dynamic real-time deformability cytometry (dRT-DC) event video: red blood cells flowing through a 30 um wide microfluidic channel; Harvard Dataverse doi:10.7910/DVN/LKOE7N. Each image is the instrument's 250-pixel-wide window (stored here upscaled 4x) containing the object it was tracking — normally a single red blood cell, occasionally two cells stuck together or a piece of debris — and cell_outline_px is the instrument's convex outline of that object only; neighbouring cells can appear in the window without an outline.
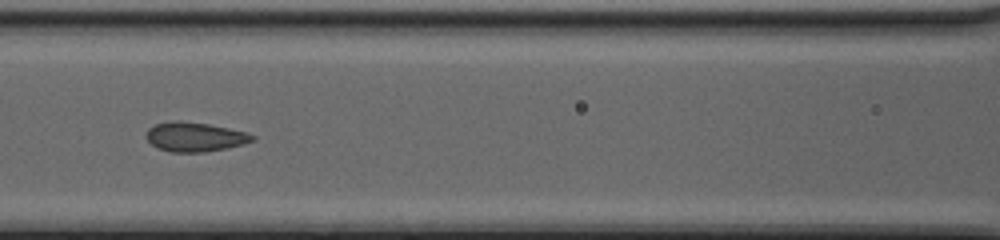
{"species": "common noctule bat (a hibernating species)", "species_latin": "Nyctalus noctula", "temperature_condition": "cold", "stored_images_in_passage": 34, "camera_frame_rate_fps": 3000, "um_per_image_px": 0.085, "animal": {"sex": "female", "body_mass_g": 20.0, "forearm_length_mm": 54.0}, "frame": {"image": 1, "passage_image": 10, "time_ms": 3.0, "image_size_px": [1000, 240], "cell_outline_px": [[256, 140], [244, 144], [228, 148], [204, 152], [168, 152], [156, 148], [144, 136], [148, 128], [156, 124], [176, 120], [180, 120], [208, 124], [248, 132], [256, 136]], "centroid_in_image_um": [16.57, 11.64], "position_along_channel_um": 150.0, "area_um2": 18.44}}
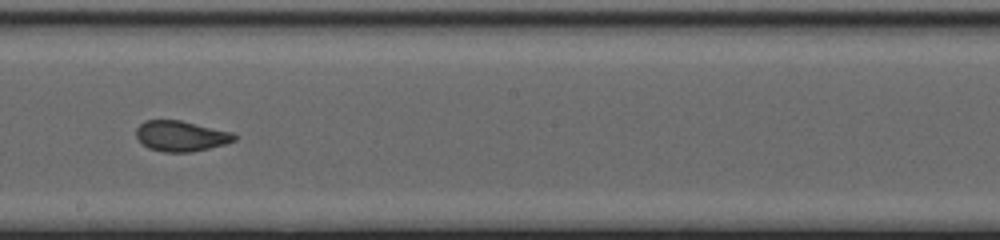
{"frame": {"image": 2, "passage_image": 16, "time_ms": 5.0, "image_size_px": [1000, 240], "cell_outline_px": [[236, 140], [224, 144], [192, 152], [164, 152], [148, 148], [136, 136], [136, 128], [144, 120], [180, 120], [232, 132], [236, 136]], "centroid_in_image_um": [15.37, 11.56], "position_along_channel_um": 232.8, "area_um2": 17.34}}
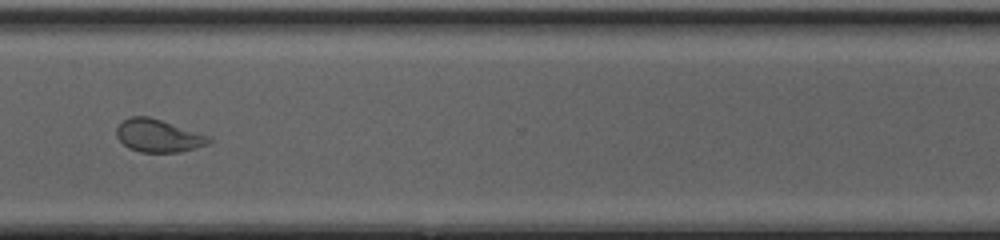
{"frame": {"image": 3, "passage_image": 25, "time_ms": 8.0, "image_size_px": [1000, 240], "cell_outline_px": [[212, 140], [208, 144], [180, 152], [140, 152], [128, 148], [116, 136], [116, 128], [124, 120], [132, 116], [148, 116], [212, 136]], "centroid_in_image_um": [13.47, 11.54], "position_along_channel_um": 357.1, "area_um2": 17.63}}